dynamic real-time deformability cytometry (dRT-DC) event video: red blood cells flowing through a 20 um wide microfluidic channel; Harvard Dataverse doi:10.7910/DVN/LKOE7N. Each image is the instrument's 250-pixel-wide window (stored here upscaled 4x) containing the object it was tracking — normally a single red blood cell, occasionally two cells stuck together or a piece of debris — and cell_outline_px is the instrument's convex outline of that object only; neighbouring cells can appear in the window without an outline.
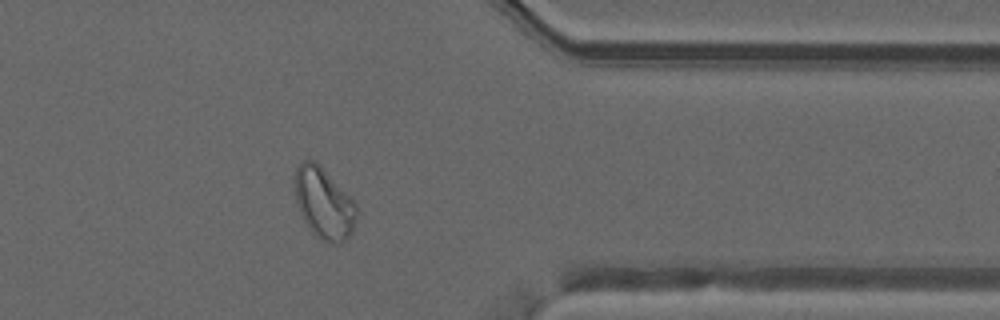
{"species": "common noctule bat (a hibernating species)", "species_latin": "Nyctalus noctula", "temperature_condition": "warm", "stored_images_in_passage": 39, "camera_frame_rate_fps": 3000, "um_per_image_px": 0.085, "animal": {"sex": "male", "forearm_length_mm": 52.5}, "frame": {"image": 1, "passage_image": 28, "time_ms": 9.0, "image_size_px": [1000, 320], "cell_outline_px": [[356, 216], [352, 232], [344, 240], [332, 244], [320, 240], [308, 228], [300, 212], [296, 200], [292, 184], [292, 180], [296, 168], [300, 160], [316, 160], [356, 200]], "centroid_in_image_um": [27.5, 17.21], "position_along_channel_um": 383.9, "area_um2": 26.3}, "authors_computed_cell_mechanics": {"area_um2": 23.5824, "velocity_mm_per_s": 3.6911, "shape_relaxation_time_tau1_ms": null, "shape_relaxation_time_tau2_ms": 1.1121, "deformation_change_tau1": null, "deformation_change_tau2": 0.0766}}